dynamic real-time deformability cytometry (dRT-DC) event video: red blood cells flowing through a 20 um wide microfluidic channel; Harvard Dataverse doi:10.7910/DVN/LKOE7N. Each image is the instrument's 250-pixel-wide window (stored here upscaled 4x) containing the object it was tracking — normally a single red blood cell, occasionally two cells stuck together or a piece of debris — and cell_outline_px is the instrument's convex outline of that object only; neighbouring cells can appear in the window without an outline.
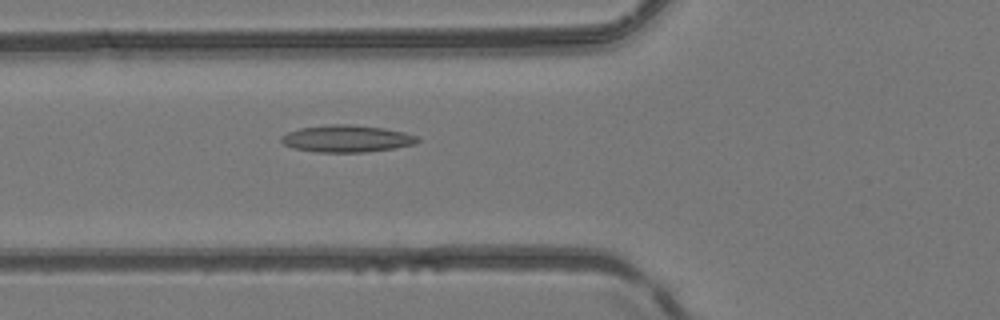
{"species": "common noctule bat (a hibernating species)", "species_latin": "Nyctalus noctula", "temperature_condition": "room temperature", "stored_images_in_passage": 50, "camera_frame_rate_fps": 3000, "um_per_image_px": 0.085, "animal": {"sex": "female", "body_mass_g": 24.6, "forearm_length_mm": 56.2}, "frame": {"image": 1, "passage_image": 19, "time_ms": 6.0, "image_size_px": [1000, 320], "cell_outline_px": [[420, 140], [416, 144], [396, 148], [364, 152], [316, 152], [292, 148], [284, 144], [280, 140], [280, 136], [288, 132], [300, 128], [328, 124], [348, 124], [384, 128], [404, 132], [416, 136]], "centroid_in_image_um": [29.46, 11.78], "position_along_channel_um": 96.3, "area_um2": 21.56}}
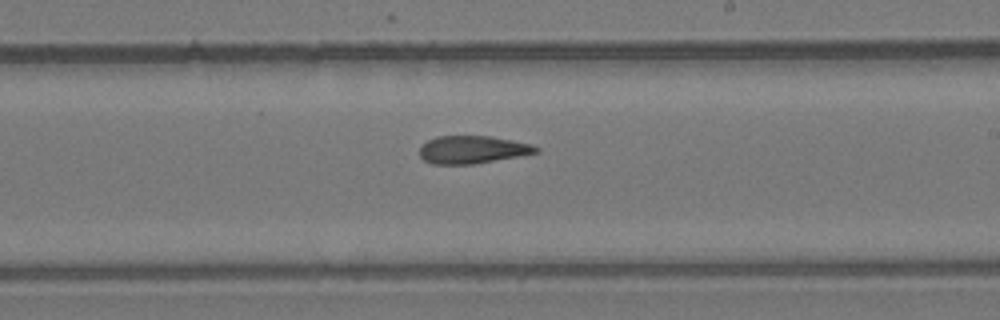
{"frame": {"image": 2, "passage_image": 30, "time_ms": 9.667, "image_size_px": [1000, 320], "cell_outline_px": [[540, 152], [520, 156], [476, 164], [432, 164], [424, 160], [420, 156], [420, 148], [428, 140], [436, 136], [488, 136], [512, 140], [532, 144], [540, 148]], "centroid_in_image_um": [40.19, 12.72], "position_along_channel_um": 248.8, "area_um2": 18.9}}
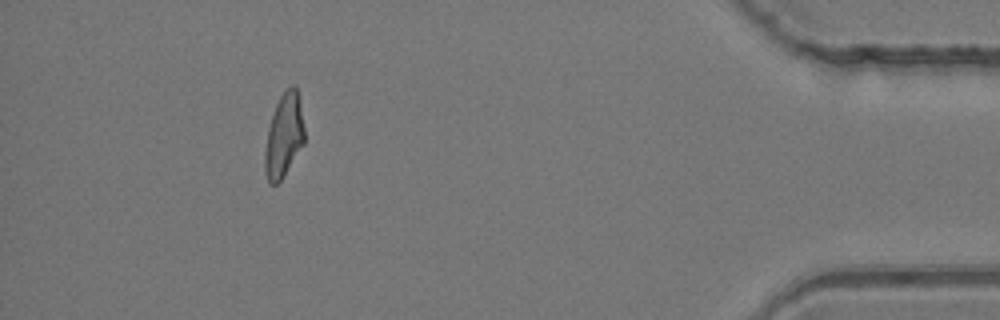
{"frame": {"image": 3, "passage_image": 46, "time_ms": 15.0, "image_size_px": [1000, 320], "cell_outline_px": [[304, 144], [284, 176], [276, 184], [268, 184], [264, 172], [264, 152], [268, 128], [276, 104], [284, 88], [292, 84], [296, 84], [300, 100], [304, 128]], "centroid_in_image_um": [24.13, 11.51], "position_along_channel_um": 411.1, "area_um2": 19.65}, "authors_computed_cell_mechanics": {"area_um2": 19.8832, "velocity_mm_per_s": 4.1492, "shape_relaxation_time_tau1_ms": null, "shape_relaxation_time_tau2_ms": 4.8911, "deformation_change_tau1": null, "deformation_change_tau2": 0.1526}}